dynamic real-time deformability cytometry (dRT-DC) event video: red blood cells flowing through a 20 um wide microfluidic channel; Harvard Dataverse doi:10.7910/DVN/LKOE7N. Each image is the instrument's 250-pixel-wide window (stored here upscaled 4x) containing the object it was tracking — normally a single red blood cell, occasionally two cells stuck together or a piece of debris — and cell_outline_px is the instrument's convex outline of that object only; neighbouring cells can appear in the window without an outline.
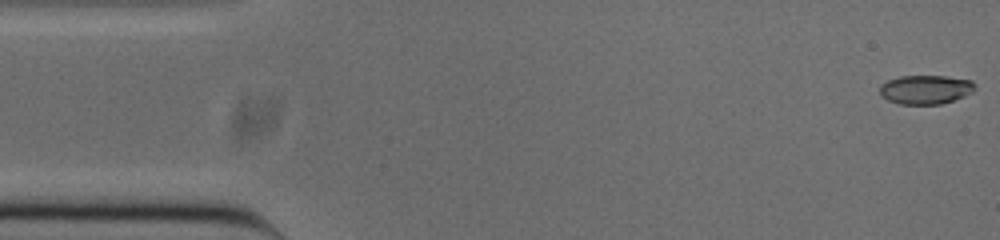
{"species": "common noctule bat (a hibernating species)", "species_latin": "Nyctalus noctula", "temperature_condition": "cold", "stored_images_in_passage": 52, "camera_frame_rate_fps": 3000, "um_per_image_px": 0.085, "animal": {"sex": "male", "body_mass_g": 20.0, "forearm_length_mm": 53.3}, "frame": {"image": 1, "passage_image": 1, "time_ms": 0.0, "image_size_px": [1000, 240], "cell_outline_px": [[976, 88], [972, 92], [964, 96], [940, 104], [900, 104], [888, 100], [880, 92], [880, 84], [888, 80], [900, 76], [944, 76], [972, 80], [976, 84]], "centroid_in_image_um": [78.7, 7.6], "position_along_channel_um": 6.3, "area_um2": 16.01}}
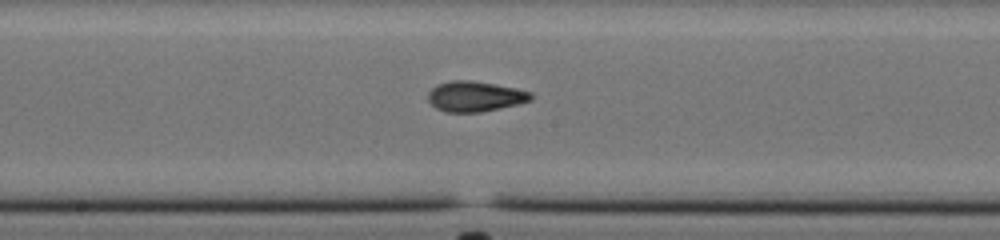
{"frame": {"image": 2, "passage_image": 26, "time_ms": 8.333, "image_size_px": [1000, 240], "cell_outline_px": [[532, 100], [516, 104], [480, 112], [448, 112], [436, 108], [428, 100], [428, 92], [436, 84], [448, 80], [472, 80], [516, 88], [532, 92]], "centroid_in_image_um": [40.35, 8.17], "position_along_channel_um": 207.9, "area_um2": 18.15}}
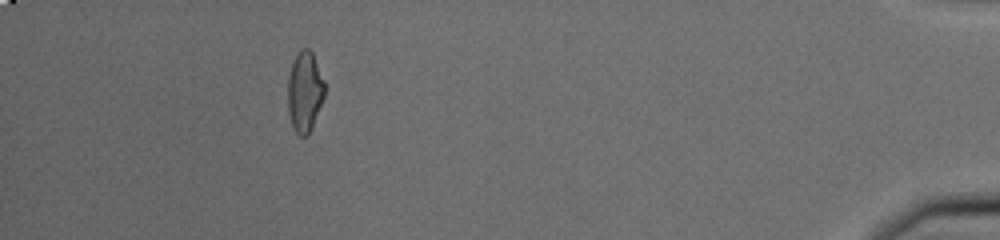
{"frame": {"image": 3, "passage_image": 47, "time_ms": 15.333, "image_size_px": [1000, 240], "cell_outline_px": [[324, 96], [312, 128], [308, 136], [300, 136], [296, 132], [292, 124], [288, 112], [288, 76], [292, 64], [300, 48], [308, 48], [312, 52], [324, 80]], "centroid_in_image_um": [25.9, 7.8], "position_along_channel_um": 409.3, "area_um2": 17.17}, "authors_computed_cell_mechanics": {"area_um2": 17.5134, "velocity_mm_per_s": 3.866, "shape_relaxation_time_tau1_ms": 4.6258, "shape_relaxation_time_tau2_ms": 1.3205, "deformation_change_tau1": 0.1705, "deformation_change_tau2": 0.0775}}